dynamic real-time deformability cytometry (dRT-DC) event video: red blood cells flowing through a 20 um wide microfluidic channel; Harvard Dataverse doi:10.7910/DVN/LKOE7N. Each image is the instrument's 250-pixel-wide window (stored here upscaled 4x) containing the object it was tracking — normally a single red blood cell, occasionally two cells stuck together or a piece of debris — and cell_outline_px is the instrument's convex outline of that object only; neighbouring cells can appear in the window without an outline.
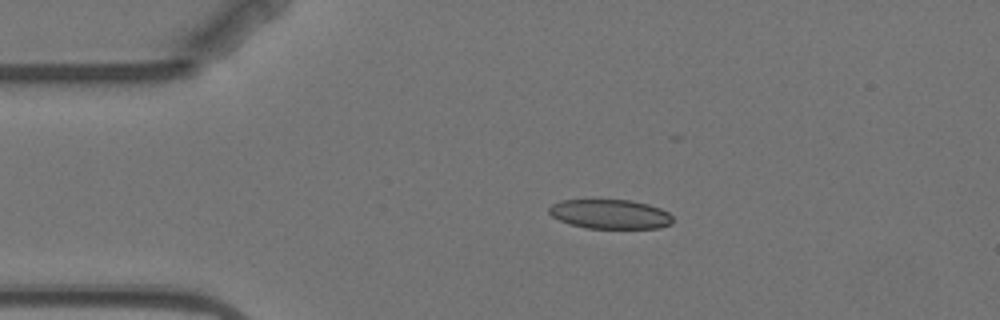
{"species": "Egyptian fruit bat (a non-hibernating species)", "species_latin": "Rousettus aegyptiacus", "temperature_condition": "warm", "stored_images_in_passage": 3, "camera_frame_rate_fps": 3000, "um_per_image_px": 0.085, "animal": {"sex": "female"}, "frame": {"image": 1, "passage_image": 2, "time_ms": 1.0, "image_size_px": [1000, 320], "cell_outline_px": [[672, 224], [660, 228], [588, 228], [572, 224], [560, 220], [552, 216], [548, 212], [548, 208], [552, 204], [560, 200], [632, 200], [648, 204], [660, 208], [668, 212], [672, 216]], "centroid_in_image_um": [51.88, 18.19], "position_along_channel_um": 33.1, "area_um2": 21.15}}